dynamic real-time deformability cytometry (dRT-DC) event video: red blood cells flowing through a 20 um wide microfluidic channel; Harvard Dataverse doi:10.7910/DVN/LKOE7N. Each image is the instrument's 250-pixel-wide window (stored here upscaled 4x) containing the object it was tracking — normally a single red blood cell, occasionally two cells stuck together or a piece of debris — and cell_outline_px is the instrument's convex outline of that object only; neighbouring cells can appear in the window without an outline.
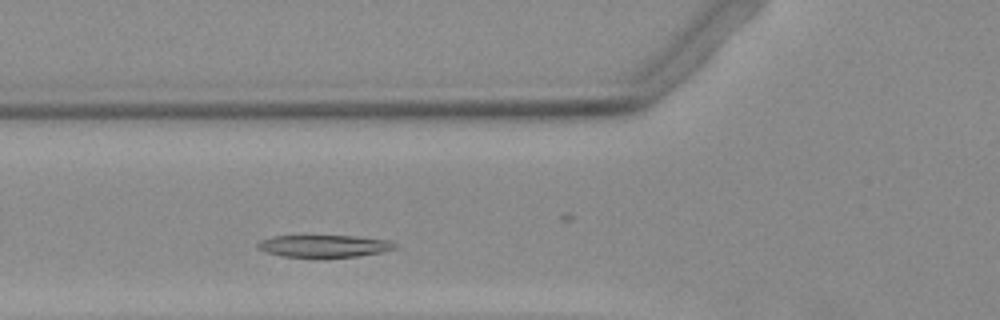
{"species": "Egyptian fruit bat (a non-hibernating species)", "species_latin": "Rousettus aegyptiacus", "temperature_condition": "warm", "stored_images_in_passage": 29, "camera_frame_rate_fps": 3000, "um_per_image_px": 0.085, "animal": {"sex": "female"}, "frame": {"image": 1, "passage_image": 6, "time_ms": 1.667, "image_size_px": [1000, 320], "cell_outline_px": [[400, 244], [396, 248], [384, 252], [360, 256], [316, 260], [280, 256], [264, 252], [256, 248], [256, 244], [260, 240], [272, 236], [356, 236], [388, 240]], "centroid_in_image_um": [27.53, 20.96], "position_along_channel_um": 98.3, "area_um2": 18.9}}
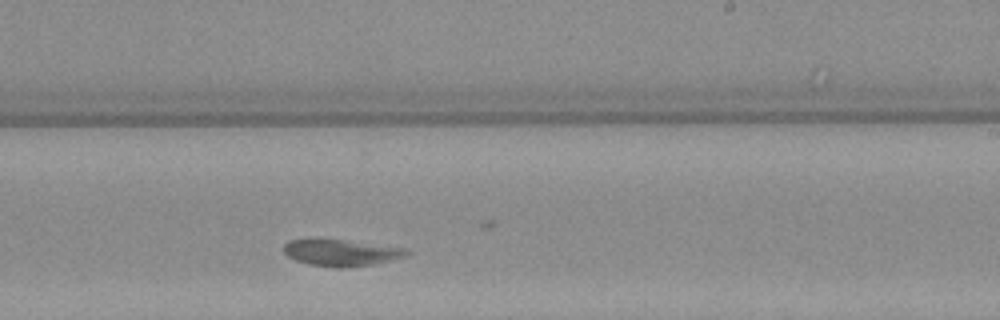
{"frame": {"image": 2, "passage_image": 19, "time_ms": 6.0, "image_size_px": [1000, 320], "cell_outline_px": [[412, 252], [408, 256], [376, 264], [344, 268], [336, 268], [308, 264], [296, 260], [288, 256], [284, 252], [284, 244], [288, 240], [340, 240], [404, 248]], "centroid_in_image_um": [29.03, 21.51], "position_along_channel_um": 260.0, "area_um2": 18.79}}
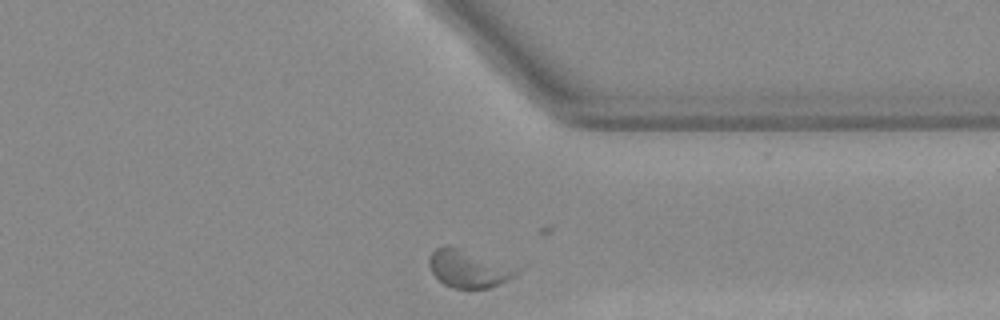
{"frame": {"image": 3, "passage_image": 28, "time_ms": 9.0, "image_size_px": [1000, 320], "cell_outline_px": [[524, 268], [520, 272], [508, 280], [500, 284], [488, 288], [452, 288], [444, 284], [432, 272], [428, 264], [428, 260], [432, 252], [436, 248], [456, 248]], "centroid_in_image_um": [39.9, 22.87], "position_along_channel_um": 371.5, "area_um2": 18.9}}